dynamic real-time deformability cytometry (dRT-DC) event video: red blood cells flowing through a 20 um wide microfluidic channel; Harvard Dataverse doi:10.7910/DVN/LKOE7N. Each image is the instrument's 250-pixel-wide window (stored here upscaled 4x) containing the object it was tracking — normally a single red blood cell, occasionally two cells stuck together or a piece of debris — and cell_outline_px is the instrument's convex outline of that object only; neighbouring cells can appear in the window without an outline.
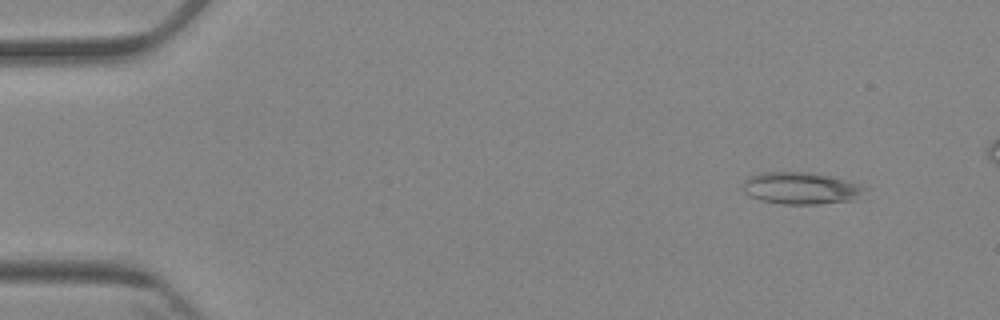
{"species": "Egyptian fruit bat (a non-hibernating species)", "species_latin": "Rousettus aegyptiacus", "temperature_condition": "cold", "stored_images_in_passage": 5, "camera_frame_rate_fps": 3000, "um_per_image_px": 0.085, "animal": {"sex": "female"}, "frame": {"image": 1, "passage_image": 1, "time_ms": 0.0, "image_size_px": [1000, 320], "cell_outline_px": [[868, 188], [860, 200], [820, 204], [780, 204], [760, 200], [744, 192], [744, 180], [748, 176], [760, 172], [812, 172], [832, 176], [860, 184]], "centroid_in_image_um": [68.16, 16.0], "position_along_channel_um": 16.8, "area_um2": 23.24}}